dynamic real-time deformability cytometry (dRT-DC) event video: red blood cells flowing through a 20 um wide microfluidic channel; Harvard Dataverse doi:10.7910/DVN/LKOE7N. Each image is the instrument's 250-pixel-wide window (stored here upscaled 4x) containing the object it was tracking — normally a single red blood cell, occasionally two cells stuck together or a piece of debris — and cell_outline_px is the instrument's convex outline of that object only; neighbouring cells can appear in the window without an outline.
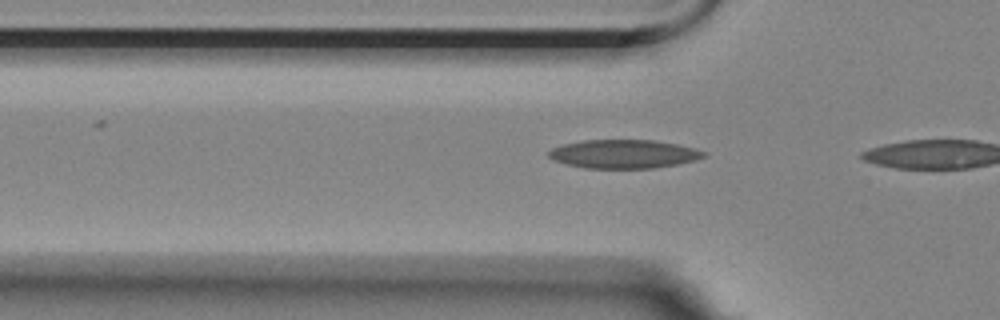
{"species": "Egyptian fruit bat (a non-hibernating species)", "species_latin": "Rousettus aegyptiacus", "temperature_condition": "room temperature", "stored_images_in_passage": 4, "segment_of_instrument_passage": [2, 2], "camera_frame_rate_fps": 3000, "um_per_image_px": 0.085, "animal": {"sex": "female"}, "frame": {"image": 1, "passage_image": 4, "time_ms": 3.667, "image_size_px": [1000, 320], "cell_outline_px": [[708, 156], [696, 160], [676, 164], [652, 168], [584, 168], [552, 160], [548, 156], [548, 152], [552, 148], [564, 144], [584, 140], [652, 140], [676, 144], [708, 152]], "centroid_in_image_um": [53.02, 13.09], "position_along_channel_um": 72.8, "area_um2": 25.78}}